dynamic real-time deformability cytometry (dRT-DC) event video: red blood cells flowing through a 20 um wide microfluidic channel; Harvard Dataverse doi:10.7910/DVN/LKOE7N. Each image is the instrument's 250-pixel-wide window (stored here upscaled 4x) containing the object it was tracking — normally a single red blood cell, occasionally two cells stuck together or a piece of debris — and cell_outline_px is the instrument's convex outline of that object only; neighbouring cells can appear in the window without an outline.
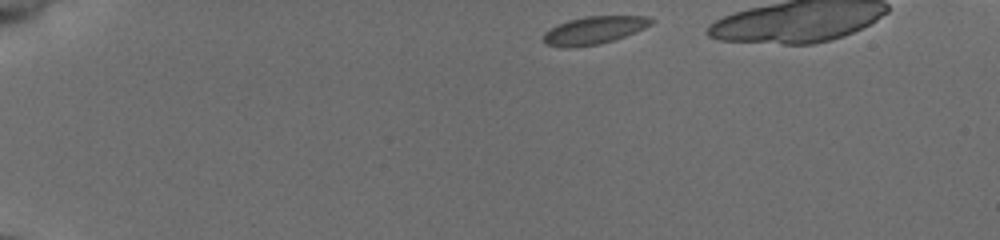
{"species": "common noctule bat (a hibernating species)", "species_latin": "Nyctalus noctula", "temperature_condition": "cold", "stored_images_in_passage": 39, "camera_frame_rate_fps": 3000, "um_per_image_px": 0.085, "animal": {"sex": "female", "body_mass_g": 19.5, "forearm_length_mm": 54.1}, "frame": {"image": 1, "passage_image": 1, "time_ms": 0.0, "image_size_px": [1000, 240], "cell_outline_px": [[652, 20], [648, 24], [624, 36], [612, 40], [596, 44], [568, 48], [564, 48], [548, 44], [544, 40], [544, 32], [568, 20], [584, 16], [644, 16]], "centroid_in_image_um": [50.4, 2.57], "position_along_channel_um": 34.6, "area_um2": 16.65}}
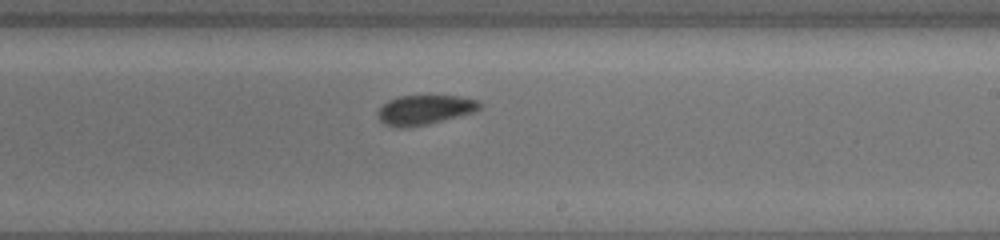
{"frame": {"image": 2, "passage_image": 24, "time_ms": 7.667, "image_size_px": [1000, 240], "cell_outline_px": [[480, 108], [472, 112], [428, 124], [408, 128], [396, 128], [384, 124], [380, 120], [380, 108], [388, 100], [400, 96], [456, 96], [476, 100], [480, 104]], "centroid_in_image_um": [36.06, 9.35], "position_along_channel_um": 252.9, "area_um2": 17.17}}
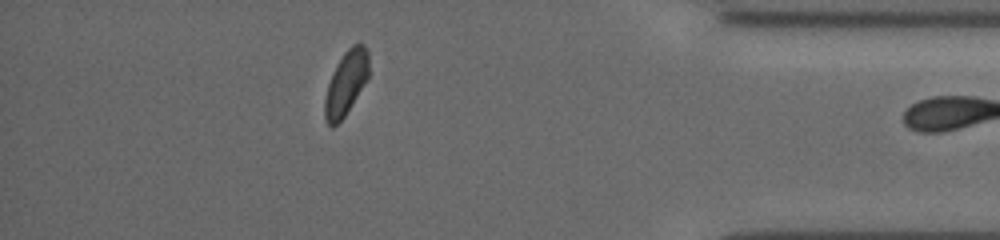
{"frame": {"image": 3, "passage_image": 38, "time_ms": 12.333, "image_size_px": [1000, 240], "cell_outline_px": [[368, 76], [344, 116], [332, 128], [328, 124], [324, 116], [324, 100], [328, 84], [344, 52], [352, 44], [364, 44], [368, 52]], "centroid_in_image_um": [29.4, 7.06], "position_along_channel_um": 405.8, "area_um2": 15.84}}